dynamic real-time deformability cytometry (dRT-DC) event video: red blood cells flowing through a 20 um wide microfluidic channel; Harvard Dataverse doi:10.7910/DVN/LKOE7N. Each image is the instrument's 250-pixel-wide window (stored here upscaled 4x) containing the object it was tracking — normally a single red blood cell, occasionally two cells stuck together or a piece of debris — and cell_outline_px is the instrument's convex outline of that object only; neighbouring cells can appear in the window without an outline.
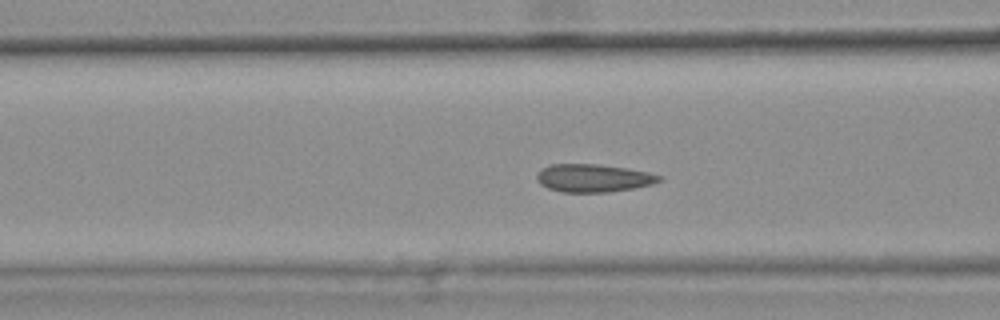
{"species": "common noctule bat (a hibernating species)", "species_latin": "Nyctalus noctula", "temperature_condition": "warm", "stored_images_in_passage": 45, "camera_frame_rate_fps": 3000, "um_per_image_px": 0.085, "animal": {"sex": "female", "body_mass_g": 25.1}, "frame": {"image": 1, "passage_image": 20, "time_ms": 6.333, "image_size_px": [1000, 320], "cell_outline_px": [[664, 176], [660, 180], [652, 184], [632, 188], [608, 192], [560, 192], [548, 188], [540, 184], [536, 180], [536, 172], [540, 168], [548, 164], [596, 164], [624, 168], [648, 172]], "centroid_in_image_um": [50.36, 15.13], "position_along_channel_um": 116.2, "area_um2": 20.0}}
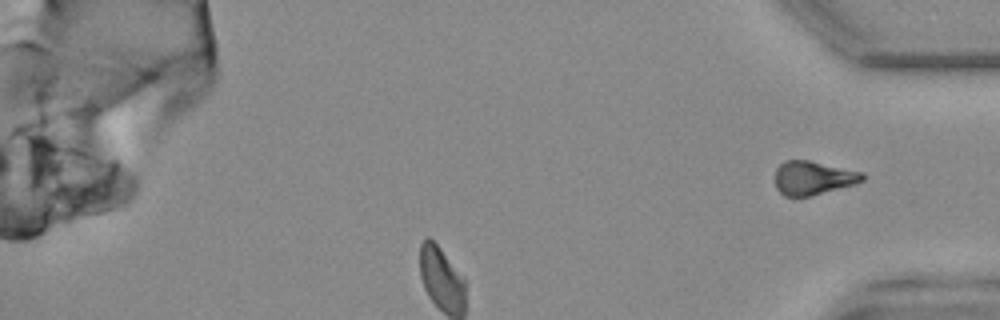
{"frame": {"image": 2, "passage_image": 45, "time_ms": 14.667, "image_size_px": [1000, 320], "cell_outline_px": [[864, 180], [856, 184], [808, 196], [784, 196], [776, 188], [776, 168], [784, 160], [808, 160], [864, 172]], "centroid_in_image_um": [69.12, 15.11], "position_along_channel_um": 366.1, "area_um2": 17.11}, "authors_computed_cell_mechanics": {"area_um2": 19.8254, "velocity_mm_per_s": 3.7871, "shape_relaxation_time_tau1_ms": 6.9362, "shape_relaxation_time_tau2_ms": null, "deformation_change_tau1": 0.1323, "deformation_change_tau2": null}}